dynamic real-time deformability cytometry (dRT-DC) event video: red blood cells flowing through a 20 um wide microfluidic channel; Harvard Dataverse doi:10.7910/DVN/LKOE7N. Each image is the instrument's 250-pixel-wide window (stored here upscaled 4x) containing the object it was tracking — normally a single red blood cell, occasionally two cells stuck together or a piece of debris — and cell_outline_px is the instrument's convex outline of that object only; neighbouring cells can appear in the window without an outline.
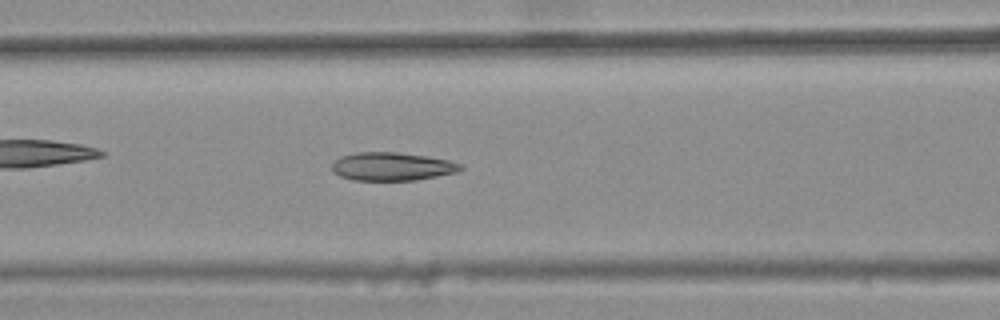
{"species": "common noctule bat (a hibernating species)", "species_latin": "Nyctalus noctula", "temperature_condition": "warm", "stored_images_in_passage": 43, "camera_frame_rate_fps": 3000, "um_per_image_px": 0.085, "animal": {"sex": "female", "body_mass_g": 25.1}, "frame": {"image": 1, "passage_image": 21, "time_ms": 6.667, "image_size_px": [1000, 320], "cell_outline_px": [[464, 168], [456, 172], [416, 180], [352, 180], [340, 176], [332, 172], [332, 160], [340, 156], [356, 152], [400, 152], [428, 156], [448, 160], [460, 164]], "centroid_in_image_um": [33.27, 14.14], "position_along_channel_um": 133.3, "area_um2": 21.33}}
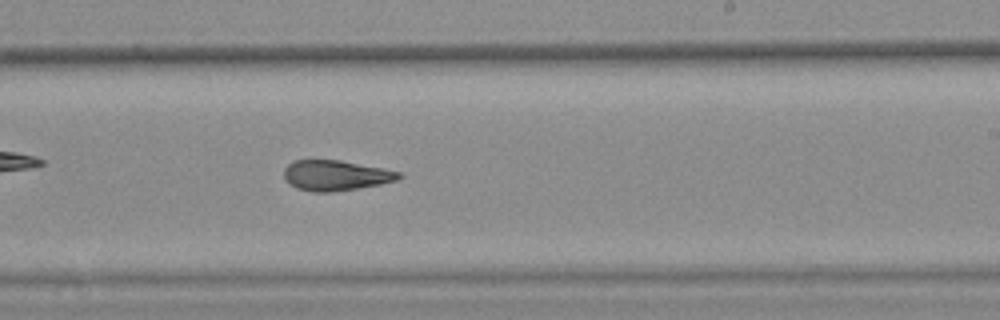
{"frame": {"image": 2, "passage_image": 31, "time_ms": 10.0, "image_size_px": [1000, 320], "cell_outline_px": [[404, 176], [400, 180], [380, 184], [332, 192], [312, 192], [296, 188], [284, 180], [284, 168], [292, 160], [340, 160], [384, 168], [400, 172]], "centroid_in_image_um": [28.54, 14.91], "position_along_channel_um": 260.5, "area_um2": 20.52}}
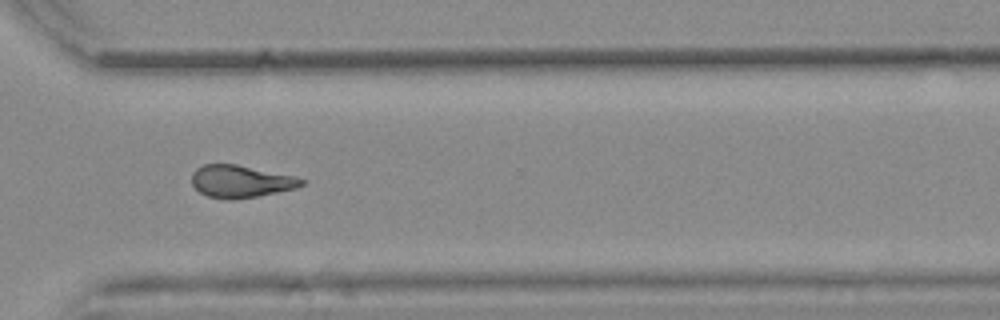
{"frame": {"image": 3, "passage_image": 38, "time_ms": 12.333, "image_size_px": [1000, 320], "cell_outline_px": [[304, 184], [296, 188], [256, 196], [232, 200], [228, 200], [208, 196], [200, 192], [192, 184], [192, 172], [196, 168], [204, 164], [236, 164], [292, 176], [304, 180]], "centroid_in_image_um": [20.41, 15.42], "position_along_channel_um": 350.2, "area_um2": 20.4}, "authors_computed_cell_mechanics": {"area_um2": 21.3282, "velocity_mm_per_s": 3.8285, "shape_relaxation_time_tau1_ms": null, "shape_relaxation_time_tau2_ms": 3.6643, "deformation_change_tau1": null, "deformation_change_tau2": 0.1083}}